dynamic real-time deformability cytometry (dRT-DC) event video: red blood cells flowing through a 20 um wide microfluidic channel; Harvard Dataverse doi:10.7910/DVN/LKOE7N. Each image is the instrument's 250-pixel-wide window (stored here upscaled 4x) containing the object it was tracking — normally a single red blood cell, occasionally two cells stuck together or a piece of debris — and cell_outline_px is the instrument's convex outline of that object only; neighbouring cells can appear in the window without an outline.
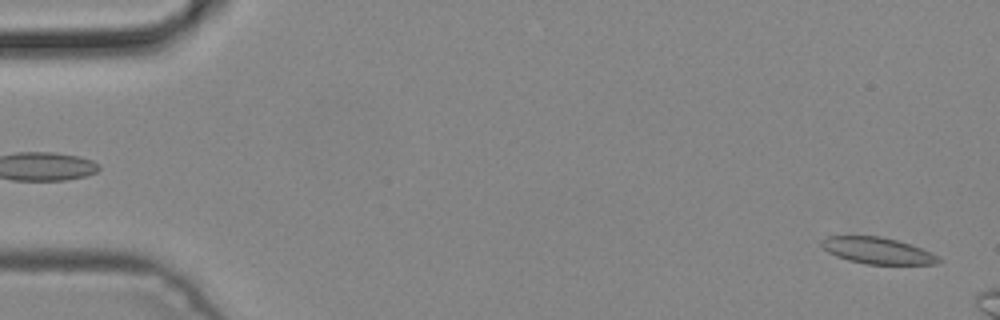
{"species": "common noctule bat (a hibernating species)", "species_latin": "Nyctalus noctula", "temperature_condition": "cold", "stored_images_in_passage": 4, "camera_frame_rate_fps": 3000, "um_per_image_px": 0.085, "animal": {"sex": "male", "body_mass_g": 19.2, "forearm_length_mm": 51.8}, "frame": {"image": 1, "passage_image": 4, "time_ms": 1.0, "image_size_px": [1000, 320], "cell_outline_px": [[944, 260], [936, 264], [864, 264], [848, 260], [836, 256], [828, 252], [820, 244], [820, 240], [828, 236], [880, 236], [896, 240], [932, 252]], "centroid_in_image_um": [74.59, 21.31], "position_along_channel_um": 10.4, "area_um2": 18.03}}